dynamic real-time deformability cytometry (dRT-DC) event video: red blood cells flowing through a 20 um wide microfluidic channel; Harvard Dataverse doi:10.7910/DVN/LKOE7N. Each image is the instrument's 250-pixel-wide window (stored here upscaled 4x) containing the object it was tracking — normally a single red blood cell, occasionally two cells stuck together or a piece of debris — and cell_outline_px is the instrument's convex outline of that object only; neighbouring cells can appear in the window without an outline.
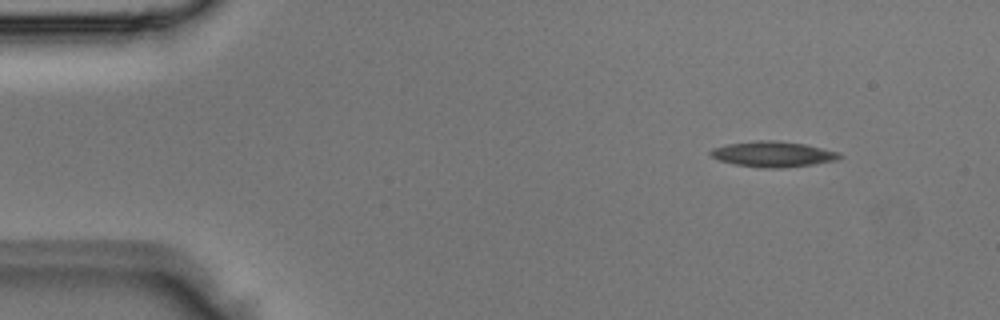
{"species": "Egyptian fruit bat (a non-hibernating species)", "species_latin": "Rousettus aegyptiacus", "temperature_condition": "room temperature", "stored_images_in_passage": 2, "camera_frame_rate_fps": 3000, "um_per_image_px": 0.085, "animal": {"sex": "male"}, "frame": {"image": 1, "passage_image": 1, "time_ms": 0.0, "image_size_px": [1000, 320], "cell_outline_px": [[844, 156], [836, 160], [812, 164], [780, 168], [760, 168], [732, 164], [720, 160], [712, 156], [708, 152], [712, 148], [728, 144], [756, 140], [776, 140], [804, 144], [840, 152]], "centroid_in_image_um": [65.69, 13.1], "position_along_channel_um": 19.3, "area_um2": 19.25}}